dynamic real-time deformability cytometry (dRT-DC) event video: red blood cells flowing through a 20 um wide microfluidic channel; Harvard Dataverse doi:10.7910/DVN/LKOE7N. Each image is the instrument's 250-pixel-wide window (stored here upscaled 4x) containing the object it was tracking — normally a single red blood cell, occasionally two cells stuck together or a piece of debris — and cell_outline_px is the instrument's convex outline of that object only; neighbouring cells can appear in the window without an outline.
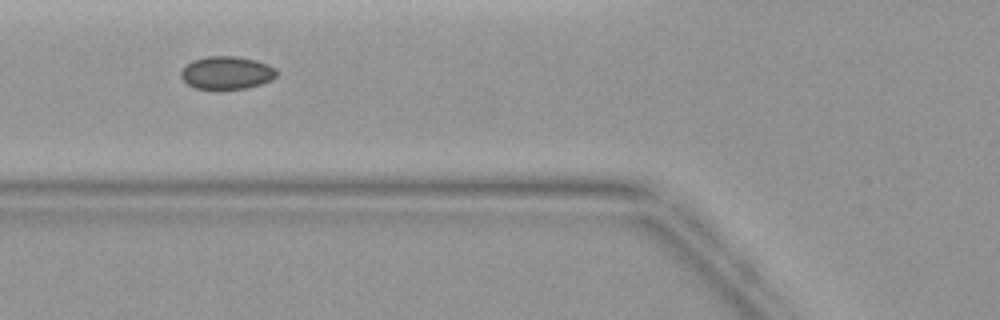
{"species": "common noctule bat (a hibernating species)", "species_latin": "Nyctalus noctula", "temperature_condition": "warm", "stored_images_in_passage": 5, "camera_frame_rate_fps": 3000, "um_per_image_px": 0.085, "animal": {"sex": "female", "body_mass_g": 19.9}, "frame": {"image": 1, "passage_image": 4, "time_ms": 4.667, "image_size_px": [1000, 320], "cell_outline_px": [[276, 76], [272, 80], [248, 88], [196, 88], [188, 84], [180, 76], [180, 72], [192, 60], [208, 56], [236, 56], [256, 60], [268, 64], [276, 68]], "centroid_in_image_um": [19.29, 6.17], "position_along_channel_um": 106.5, "area_um2": 18.15}}